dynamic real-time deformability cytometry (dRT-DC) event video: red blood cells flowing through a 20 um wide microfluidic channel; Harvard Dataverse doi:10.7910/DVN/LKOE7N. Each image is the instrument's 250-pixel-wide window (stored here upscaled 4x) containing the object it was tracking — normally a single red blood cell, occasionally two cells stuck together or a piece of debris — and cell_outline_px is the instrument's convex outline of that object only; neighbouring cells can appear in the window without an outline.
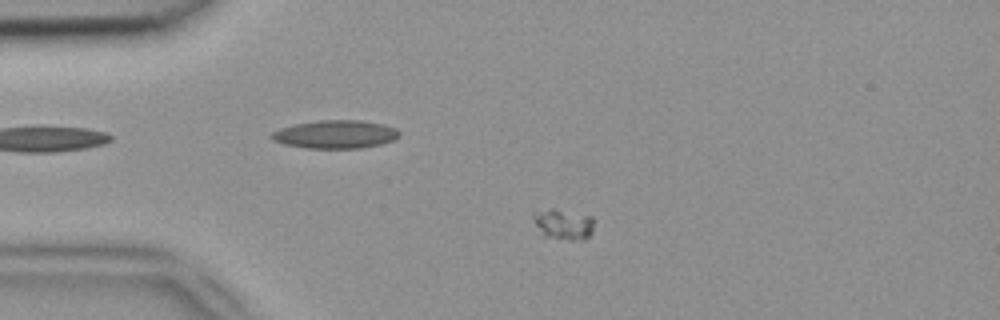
{"species": "common noctule bat (a hibernating species)", "species_latin": "Nyctalus noctula", "temperature_condition": "room temperature", "stored_images_in_passage": 50, "camera_frame_rate_fps": 3000, "um_per_image_px": 0.085, "animal": {"sex": "female", "body_mass_g": 18.4}, "frame": {"image": 1, "passage_image": 9, "time_ms": 2.667, "image_size_px": [1000, 320], "cell_outline_px": [[592, 232], [584, 240], [568, 240], [544, 236], [536, 224], [532, 216], [532, 212], [552, 208], [592, 216]], "centroid_in_image_um": [47.88, 19.06], "position_along_channel_um": 37.1, "area_um2": 10.69}}
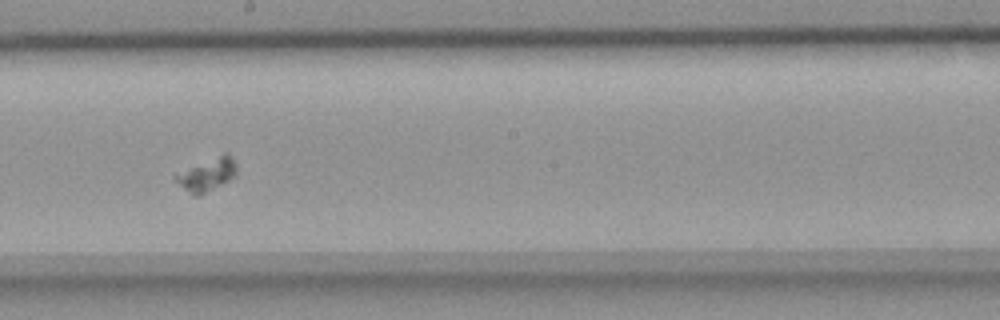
{"frame": {"image": 2, "passage_image": 27, "time_ms": 8.667, "image_size_px": [1000, 320], "cell_outline_px": [[236, 176], [200, 196], [192, 196], [176, 180], [176, 176], [224, 152], [228, 152], [236, 164]], "centroid_in_image_um": [17.7, 14.86], "position_along_channel_um": 230.5, "area_um2": 11.04}}
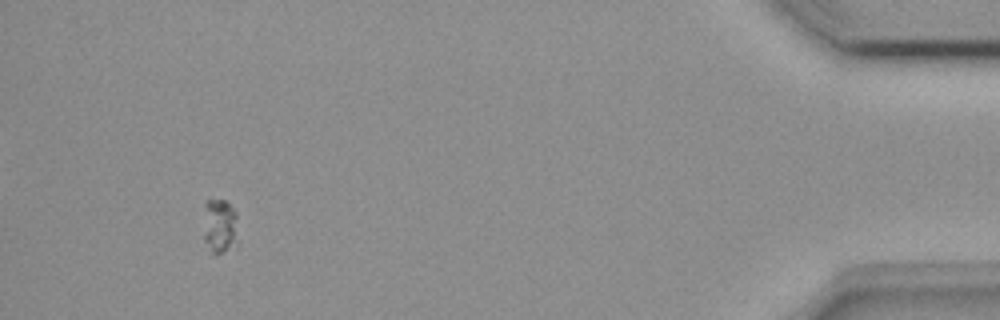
{"frame": {"image": 3, "passage_image": 47, "time_ms": 15.333, "image_size_px": [1000, 320], "cell_outline_px": [[236, 216], [232, 236], [228, 244], [220, 252], [212, 256], [204, 240], [204, 204], [208, 200], [224, 200], [236, 212]], "centroid_in_image_um": [18.55, 19.12], "position_along_channel_um": 416.7, "area_um2": 10.0}}